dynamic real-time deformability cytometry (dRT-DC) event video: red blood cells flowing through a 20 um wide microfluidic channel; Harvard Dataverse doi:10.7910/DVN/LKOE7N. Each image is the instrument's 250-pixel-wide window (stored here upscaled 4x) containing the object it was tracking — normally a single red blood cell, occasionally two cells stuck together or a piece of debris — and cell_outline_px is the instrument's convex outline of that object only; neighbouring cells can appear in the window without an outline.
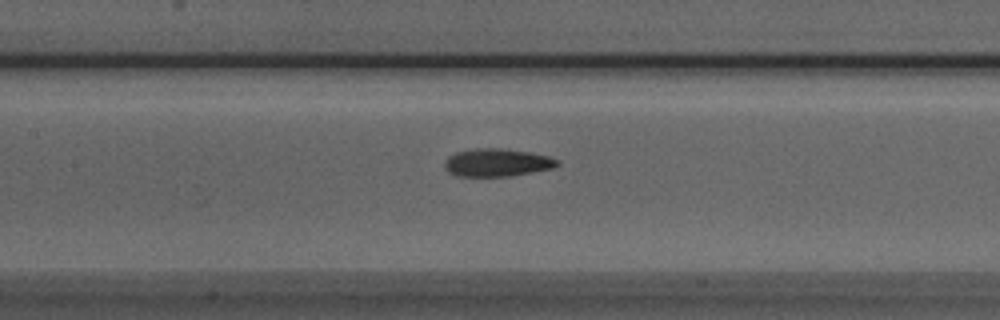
{"species": "Egyptian fruit bat (a non-hibernating species)", "species_latin": "Rousettus aegyptiacus", "temperature_condition": "room temperature", "stored_images_in_passage": 35, "camera_frame_rate_fps": 3000, "um_per_image_px": 0.085, "animal": {"sex": "male"}, "frame": {"image": 1, "passage_image": 10, "time_ms": 3.0, "image_size_px": [1000, 320], "cell_outline_px": [[560, 164], [552, 168], [512, 176], [456, 176], [448, 172], [444, 168], [444, 160], [448, 156], [456, 152], [476, 148], [500, 148], [528, 152], [548, 156], [560, 160]], "centroid_in_image_um": [42.22, 13.82], "position_along_channel_um": 165.2, "area_um2": 18.38}}
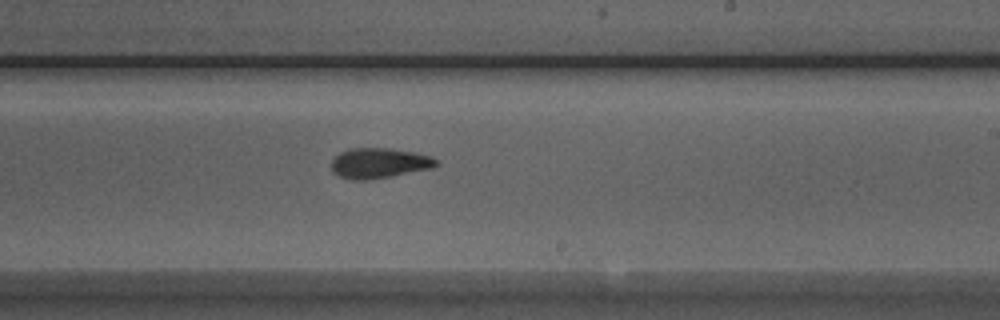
{"frame": {"image": 2, "passage_image": 17, "time_ms": 5.333, "image_size_px": [1000, 320], "cell_outline_px": [[440, 164], [432, 168], [388, 176], [364, 180], [352, 180], [340, 176], [332, 172], [332, 160], [340, 152], [348, 148], [388, 148], [416, 152], [432, 156]], "centroid_in_image_um": [32.23, 13.85], "position_along_channel_um": 256.8, "area_um2": 18.38}}
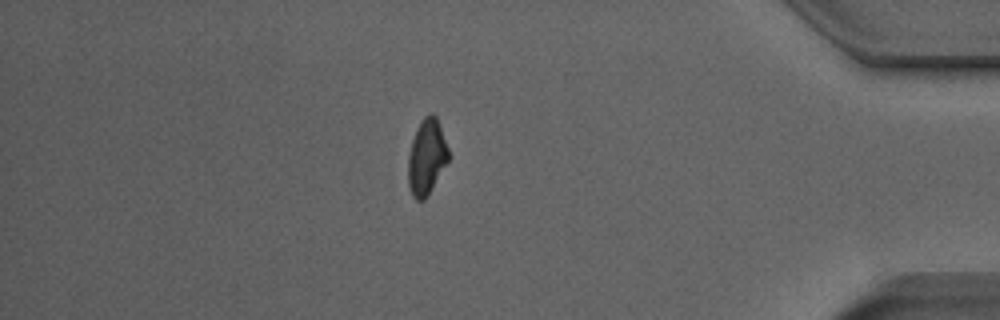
{"frame": {"image": 3, "passage_image": 31, "time_ms": 10.0, "image_size_px": [1000, 320], "cell_outline_px": [[448, 160], [424, 200], [416, 200], [412, 196], [408, 184], [408, 156], [412, 140], [416, 128], [420, 120], [424, 116], [432, 112], [436, 116], [448, 148]], "centroid_in_image_um": [36.23, 13.31], "position_along_channel_um": 399.0, "area_um2": 17.51}, "authors_computed_cell_mechanics": {"area_um2": 18.1492, "velocity_mm_per_s": 3.9401, "shape_relaxation_time_tau1_ms": 5.4376, "shape_relaxation_time_tau2_ms": 2.5807, "deformation_change_tau1": 0.1763, "deformation_change_tau2": 0.0897}}